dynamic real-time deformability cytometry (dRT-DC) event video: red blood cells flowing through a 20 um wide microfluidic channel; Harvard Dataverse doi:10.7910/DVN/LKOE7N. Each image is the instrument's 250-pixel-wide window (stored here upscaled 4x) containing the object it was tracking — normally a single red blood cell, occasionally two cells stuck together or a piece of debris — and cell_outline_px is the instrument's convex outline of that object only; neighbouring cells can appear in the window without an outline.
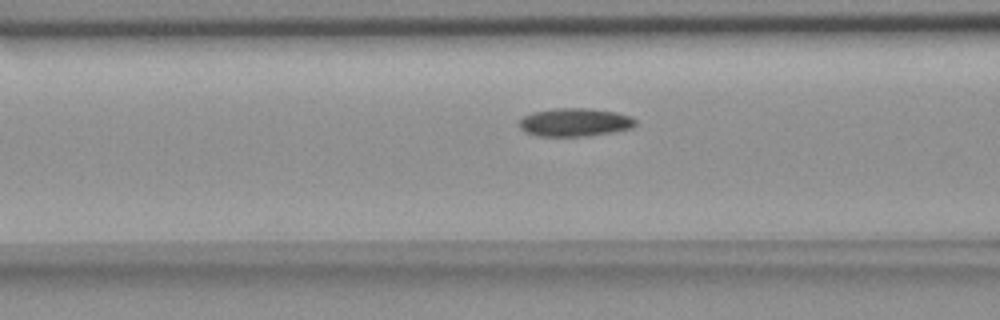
{"species": "common noctule bat (a hibernating species)", "species_latin": "Nyctalus noctula", "temperature_condition": "room temperature", "stored_images_in_passage": 43, "camera_frame_rate_fps": 3000, "um_per_image_px": 0.085, "animal": {"sex": "female", "body_mass_g": 18.4}, "frame": {"image": 1, "passage_image": 10, "time_ms": 3.0, "image_size_px": [1000, 320], "cell_outline_px": [[636, 124], [632, 128], [612, 132], [588, 136], [536, 136], [524, 132], [520, 128], [520, 120], [524, 116], [532, 112], [552, 108], [588, 108], [616, 112], [632, 116], [636, 120]], "centroid_in_image_um": [48.86, 10.39], "position_along_channel_um": 117.7, "area_um2": 19.31}}
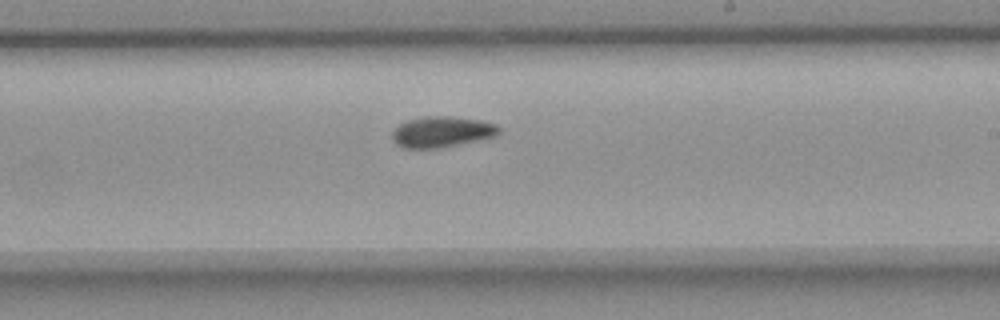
{"frame": {"image": 2, "passage_image": 21, "time_ms": 6.667, "image_size_px": [1000, 320], "cell_outline_px": [[500, 132], [496, 136], [484, 140], [440, 148], [404, 148], [396, 144], [392, 140], [392, 132], [400, 124], [408, 120], [424, 116], [448, 116], [480, 120], [496, 124], [500, 128]], "centroid_in_image_um": [37.59, 11.22], "position_along_channel_um": 251.4, "area_um2": 19.42}}
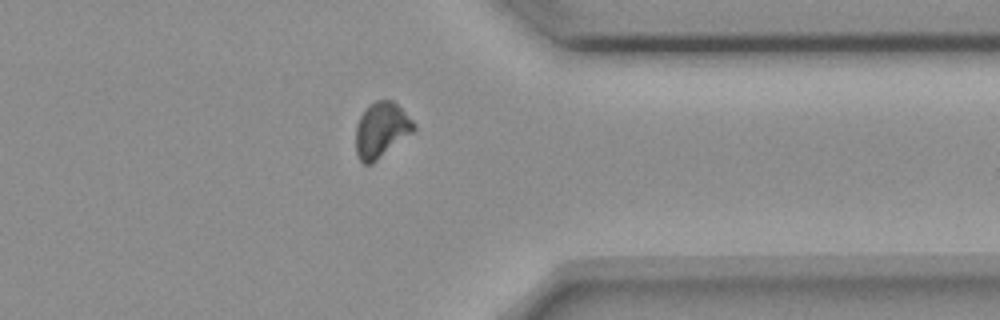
{"frame": {"image": 3, "passage_image": 32, "time_ms": 10.333, "image_size_px": [1000, 320], "cell_outline_px": [[416, 128], [412, 132], [372, 164], [364, 164], [360, 160], [356, 152], [356, 124], [364, 108], [368, 104], [376, 100], [392, 100], [416, 124]], "centroid_in_image_um": [32.38, 11.03], "position_along_channel_um": 379.0, "area_um2": 18.55}, "authors_computed_cell_mechanics": {"area_um2": 18.5538, "velocity_mm_per_s": 3.6617, "shape_relaxation_time_tau1_ms": 7.2019, "shape_relaxation_time_tau2_ms": null, "deformation_change_tau1": 0.1451, "deformation_change_tau2": null}}